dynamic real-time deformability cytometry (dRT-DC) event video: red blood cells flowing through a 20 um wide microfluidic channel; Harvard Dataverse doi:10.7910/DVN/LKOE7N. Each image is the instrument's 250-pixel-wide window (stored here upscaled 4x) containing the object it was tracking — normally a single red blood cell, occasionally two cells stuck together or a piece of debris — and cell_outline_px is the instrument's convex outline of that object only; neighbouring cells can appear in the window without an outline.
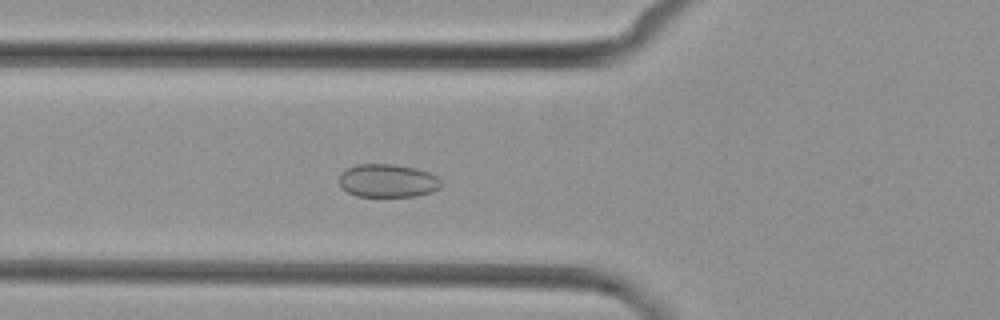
{"species": "common noctule bat (a hibernating species)", "species_latin": "Nyctalus noctula", "temperature_condition": "cold", "stored_images_in_passage": 5, "camera_frame_rate_fps": 3000, "um_per_image_px": 0.085, "animal": {"sex": "female", "body_mass_g": 29.2, "forearm_length_mm": 56.3}, "frame": {"image": 1, "passage_image": 5, "time_ms": 5.667, "image_size_px": [1000, 320], "cell_outline_px": [[440, 188], [432, 192], [416, 196], [356, 196], [348, 192], [340, 184], [340, 172], [356, 164], [392, 164], [416, 168], [428, 172], [436, 176], [440, 180]], "centroid_in_image_um": [32.96, 15.36], "position_along_channel_um": 92.8, "area_um2": 19.65}}